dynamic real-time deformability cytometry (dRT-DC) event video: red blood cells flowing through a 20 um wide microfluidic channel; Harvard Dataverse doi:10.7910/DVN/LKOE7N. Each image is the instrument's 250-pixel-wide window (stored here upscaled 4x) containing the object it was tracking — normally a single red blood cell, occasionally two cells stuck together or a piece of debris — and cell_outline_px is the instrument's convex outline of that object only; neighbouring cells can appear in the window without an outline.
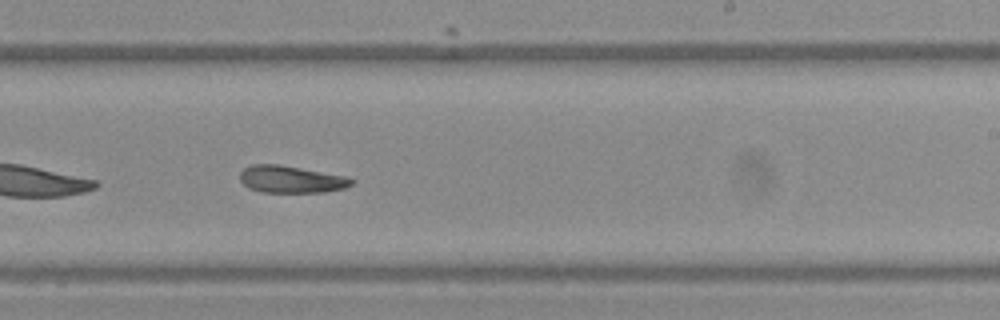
{"species": "Egyptian fruit bat (a non-hibernating species)", "species_latin": "Rousettus aegyptiacus", "temperature_condition": "warm", "stored_images_in_passage": 38, "camera_frame_rate_fps": 3000, "um_per_image_px": 0.085, "frame": {"image": 1, "passage_image": 17, "time_ms": 5.333, "image_size_px": [1000, 320], "cell_outline_px": [[356, 180], [352, 184], [344, 188], [324, 192], [264, 192], [248, 188], [240, 180], [240, 172], [244, 168], [252, 164], [276, 164], [300, 168], [344, 176]], "centroid_in_image_um": [24.72, 15.24], "position_along_channel_um": 264.3, "area_um2": 17.46}, "authors_computed_cell_mechanics": {"area_um2": 18.496, "velocity_mm_per_s": 3.8176, "shape_relaxation_time_tau1_ms": 7.8975, "shape_relaxation_time_tau2_ms": null, "deformation_change_tau1": 0.1789, "deformation_change_tau2": null}}